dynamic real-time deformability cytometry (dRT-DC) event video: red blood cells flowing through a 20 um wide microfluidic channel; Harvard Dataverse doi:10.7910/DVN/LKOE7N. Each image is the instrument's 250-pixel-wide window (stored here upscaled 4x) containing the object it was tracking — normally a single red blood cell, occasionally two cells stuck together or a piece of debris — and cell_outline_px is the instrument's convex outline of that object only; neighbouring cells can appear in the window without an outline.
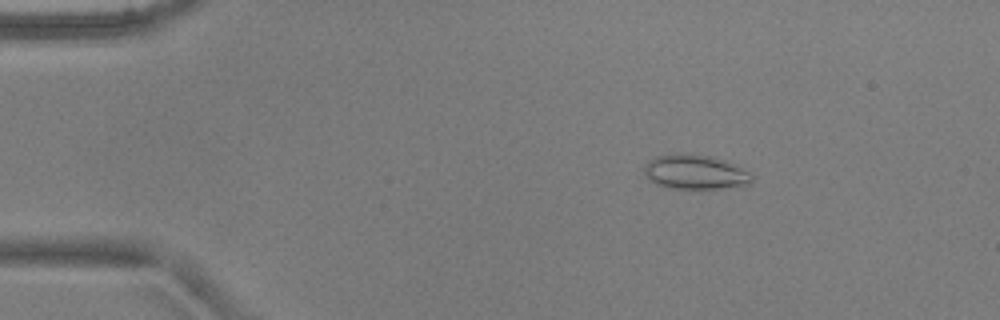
{"species": "common noctule bat (a hibernating species)", "species_latin": "Nyctalus noctula", "temperature_condition": "warm", "stored_images_in_passage": 4, "camera_frame_rate_fps": 3000, "um_per_image_px": 0.085, "animal": {"sex": "male", "body_mass_g": 17.9, "forearm_length_mm": 54.2}, "frame": {"image": 1, "passage_image": 2, "time_ms": 0.333, "image_size_px": [1000, 320], "cell_outline_px": [[756, 176], [748, 184], [716, 188], [664, 188], [656, 184], [644, 172], [644, 168], [648, 160], [656, 156], [716, 156], [736, 164]], "centroid_in_image_um": [59.15, 14.65], "position_along_channel_um": 25.9, "area_um2": 21.04}}